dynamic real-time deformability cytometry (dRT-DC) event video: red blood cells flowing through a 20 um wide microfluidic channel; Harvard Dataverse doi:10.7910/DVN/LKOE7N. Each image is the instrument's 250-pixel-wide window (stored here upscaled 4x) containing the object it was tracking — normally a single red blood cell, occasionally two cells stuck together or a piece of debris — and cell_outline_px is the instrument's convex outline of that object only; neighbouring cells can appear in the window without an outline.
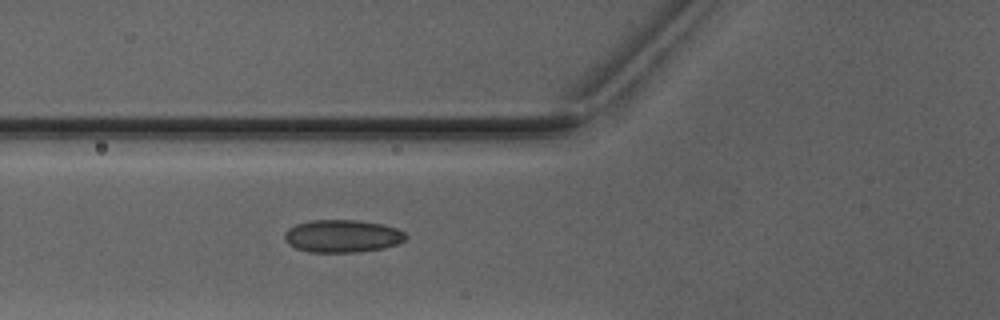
{"species": "Egyptian fruit bat (a non-hibernating species)", "species_latin": "Rousettus aegyptiacus", "temperature_condition": "warm", "stored_images_in_passage": 2, "camera_frame_rate_fps": 3000, "um_per_image_px": 0.085, "animal": {"sex": "male"}, "frame": {"image": 1, "passage_image": 2, "time_ms": 1.0, "image_size_px": [1000, 320], "cell_outline_px": [[408, 236], [404, 240], [396, 244], [380, 248], [356, 252], [308, 252], [296, 248], [288, 244], [284, 240], [284, 232], [288, 228], [296, 224], [312, 220], [356, 220], [384, 224], [396, 228], [404, 232]], "centroid_in_image_um": [29.06, 20.06], "position_along_channel_um": 96.7, "area_um2": 23.06}}